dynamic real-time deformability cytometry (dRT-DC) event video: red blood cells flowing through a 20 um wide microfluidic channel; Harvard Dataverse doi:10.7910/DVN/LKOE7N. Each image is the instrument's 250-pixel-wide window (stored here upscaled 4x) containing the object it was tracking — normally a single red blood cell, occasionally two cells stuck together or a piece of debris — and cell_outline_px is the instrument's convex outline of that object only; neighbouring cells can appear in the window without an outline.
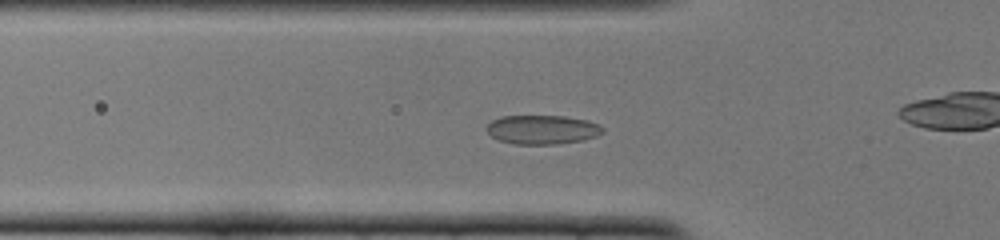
{"species": "common noctule bat (a hibernating species)", "species_latin": "Nyctalus noctula", "temperature_condition": "cold", "stored_images_in_passage": 49, "camera_frame_rate_fps": 3000, "um_per_image_px": 0.085, "animal": {"sex": "female", "body_mass_g": 22.0, "forearm_length_mm": 56.7}, "frame": {"image": 1, "passage_image": 14, "time_ms": 4.333, "image_size_px": [1000, 240], "cell_outline_px": [[604, 132], [596, 136], [584, 140], [556, 144], [516, 144], [500, 140], [492, 136], [488, 132], [488, 124], [492, 120], [500, 116], [564, 116], [588, 120], [600, 124], [604, 128]], "centroid_in_image_um": [46.15, 11.01], "position_along_channel_um": 79.7, "area_um2": 19.65}}
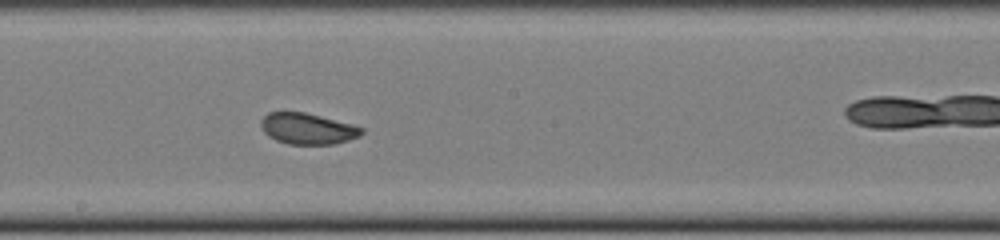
{"frame": {"image": 2, "passage_image": 25, "time_ms": 8.0, "image_size_px": [1000, 240], "cell_outline_px": [[364, 132], [360, 136], [348, 140], [332, 144], [288, 144], [276, 140], [268, 136], [264, 132], [260, 124], [260, 120], [268, 112], [304, 112], [352, 124], [364, 128]], "centroid_in_image_um": [26.14, 10.94], "position_along_channel_um": 222.1, "area_um2": 18.21}}
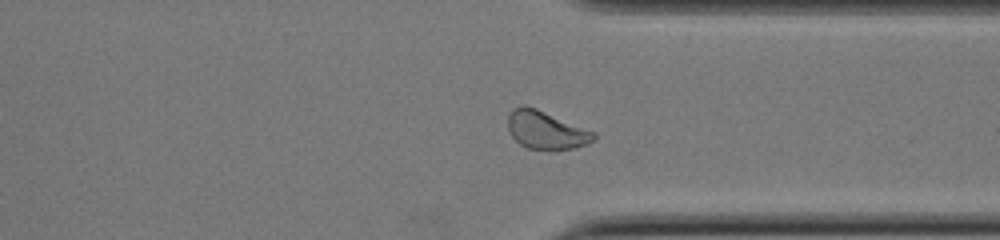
{"frame": {"image": 3, "passage_image": 36, "time_ms": 11.667, "image_size_px": [1000, 240], "cell_outline_px": [[596, 136], [588, 144], [576, 148], [528, 148], [520, 144], [508, 132], [508, 116], [512, 108], [524, 104], [536, 108], [596, 132]], "centroid_in_image_um": [46.39, 11.02], "position_along_channel_um": 365.0, "area_um2": 18.84}, "authors_computed_cell_mechanics": {"area_um2": 19.5942, "velocity_mm_per_s": 3.883, "shape_relaxation_time_tau1_ms": 3.4259, "shape_relaxation_time_tau2_ms": 1.1704, "deformation_change_tau1": 0.09, "deformation_change_tau2": 0.0382}}